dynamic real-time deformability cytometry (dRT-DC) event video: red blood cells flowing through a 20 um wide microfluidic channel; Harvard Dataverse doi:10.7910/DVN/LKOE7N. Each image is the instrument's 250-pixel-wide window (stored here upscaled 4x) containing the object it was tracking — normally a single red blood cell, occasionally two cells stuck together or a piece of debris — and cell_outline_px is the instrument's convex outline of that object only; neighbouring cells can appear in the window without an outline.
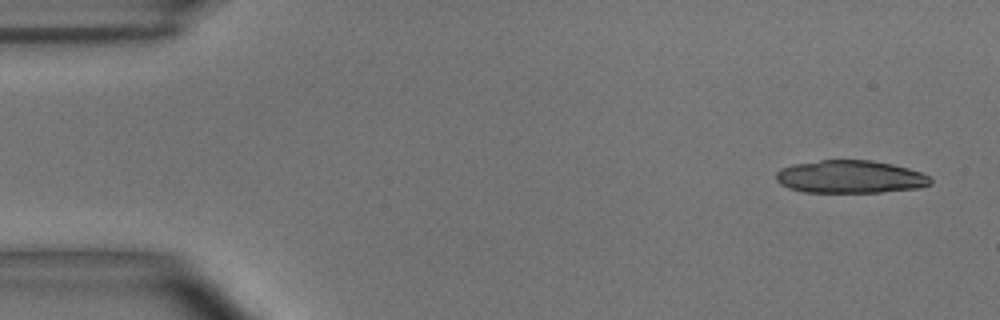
{"species": "common noctule bat (a hibernating species)", "species_latin": "Nyctalus noctula", "temperature_condition": "room temperature", "stored_images_in_passage": 4, "camera_frame_rate_fps": 3000, "um_per_image_px": 0.085, "animal": {"sex": "male", "body_mass_g": 15.6}, "frame": {"image": 1, "passage_image": 1, "time_ms": 0.0, "image_size_px": [1000, 320], "cell_outline_px": [[932, 184], [920, 188], [880, 192], [804, 192], [788, 188], [780, 184], [776, 180], [776, 172], [780, 168], [792, 164], [820, 160], [872, 160], [892, 164], [908, 168], [920, 172], [928, 176], [932, 180]], "centroid_in_image_um": [72.25, 15.03], "position_along_channel_um": 12.8, "area_um2": 29.71}}